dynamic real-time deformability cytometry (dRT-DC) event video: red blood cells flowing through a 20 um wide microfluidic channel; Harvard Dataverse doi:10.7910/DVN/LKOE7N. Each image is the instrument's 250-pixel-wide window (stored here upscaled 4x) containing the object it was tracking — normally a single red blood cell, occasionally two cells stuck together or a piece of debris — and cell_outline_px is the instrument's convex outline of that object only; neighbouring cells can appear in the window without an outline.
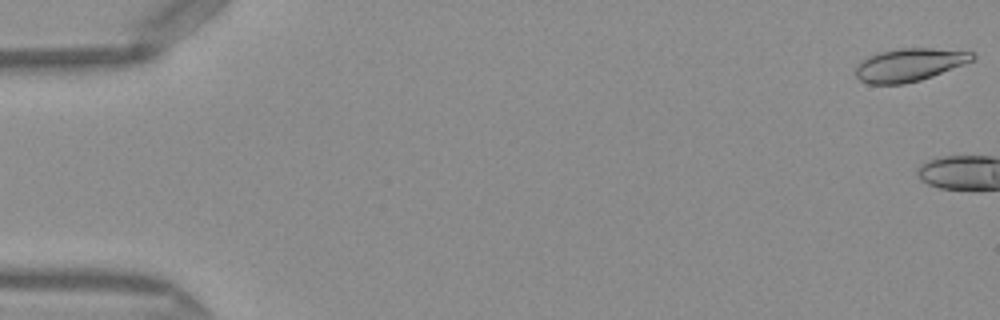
{"species": "Egyptian fruit bat (a non-hibernating species)", "species_latin": "Rousettus aegyptiacus", "temperature_condition": "warm", "stored_images_in_passage": 3, "camera_frame_rate_fps": 3000, "um_per_image_px": 0.085, "frame": {"image": 1, "passage_image": 1, "time_ms": 0.0, "image_size_px": [1000, 320], "cell_outline_px": [[976, 56], [972, 60], [964, 64], [932, 76], [920, 80], [904, 84], [868, 84], [860, 80], [856, 76], [856, 68], [868, 56], [880, 52], [900, 48], [932, 48], [972, 52]], "centroid_in_image_um": [77.29, 5.51], "position_along_channel_um": 7.7, "area_um2": 22.14}}